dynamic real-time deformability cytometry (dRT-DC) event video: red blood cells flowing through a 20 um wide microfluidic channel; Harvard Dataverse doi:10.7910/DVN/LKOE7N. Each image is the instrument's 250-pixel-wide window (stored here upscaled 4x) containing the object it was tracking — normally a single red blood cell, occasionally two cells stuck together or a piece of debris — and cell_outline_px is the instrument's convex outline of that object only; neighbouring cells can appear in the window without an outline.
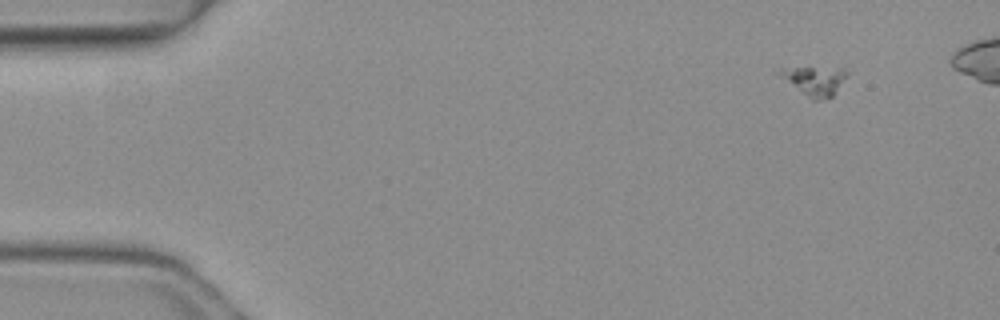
{"species": "common noctule bat (a hibernating species)", "species_latin": "Nyctalus noctula", "temperature_condition": "warm", "stored_images_in_passage": 6, "camera_frame_rate_fps": 3000, "um_per_image_px": 0.085, "animal": {"sex": "female", "body_mass_g": 19.3, "forearm_length_mm": 54.1}, "frame": {"image": 1, "passage_image": 1, "time_ms": 0.0, "image_size_px": [1000, 320], "cell_outline_px": [[848, 76], [832, 96], [824, 100], [812, 100], [780, 76], [776, 72], [784, 68], [808, 64], [844, 68], [848, 72]], "centroid_in_image_um": [69.27, 6.78], "position_along_channel_um": 15.7, "area_um2": 12.08}}